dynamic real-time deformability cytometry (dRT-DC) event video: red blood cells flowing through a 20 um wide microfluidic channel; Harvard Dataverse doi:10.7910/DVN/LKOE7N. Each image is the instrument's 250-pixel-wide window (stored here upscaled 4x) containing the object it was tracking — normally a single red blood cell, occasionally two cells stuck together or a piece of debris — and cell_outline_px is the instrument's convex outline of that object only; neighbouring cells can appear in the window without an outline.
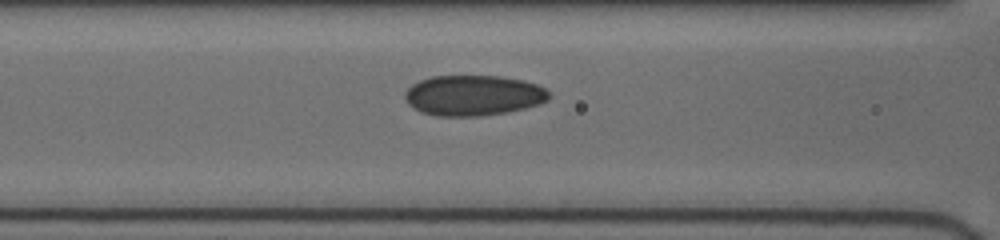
{"species": "human", "species_latin": "Homo sapiens", "temperature_condition": "cold", "stored_images_in_passage": 33, "camera_frame_rate_fps": 3000, "um_per_image_px": 0.085, "donor": {"sex": "female"}, "frame": {"image": 1, "passage_image": 7, "time_ms": 3.667, "image_size_px": [1000, 240], "cell_outline_px": [[552, 96], [548, 100], [524, 108], [508, 112], [480, 116], [440, 116], [420, 112], [408, 104], [404, 96], [404, 92], [412, 84], [420, 80], [432, 76], [500, 76], [524, 80], [536, 84], [544, 88]], "centroid_in_image_um": [40.22, 8.11], "position_along_channel_um": 126.4, "area_um2": 34.04}}
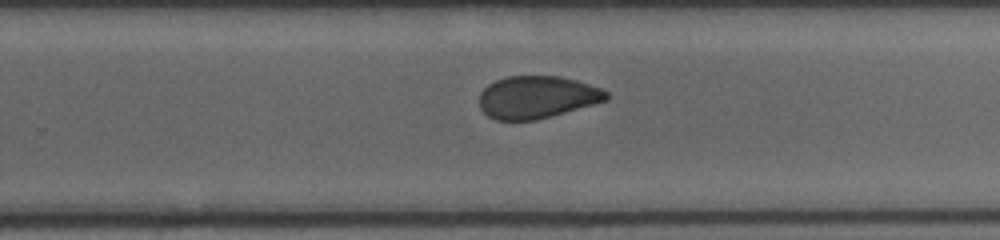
{"frame": {"image": 2, "passage_image": 21, "time_ms": 7.667, "image_size_px": [1000, 240], "cell_outline_px": [[608, 100], [536, 120], [496, 120], [488, 116], [480, 108], [480, 92], [488, 84], [496, 80], [508, 76], [560, 76], [576, 80], [600, 88], [608, 92]], "centroid_in_image_um": [45.63, 8.25], "position_along_channel_um": 284.2, "area_um2": 31.27}}
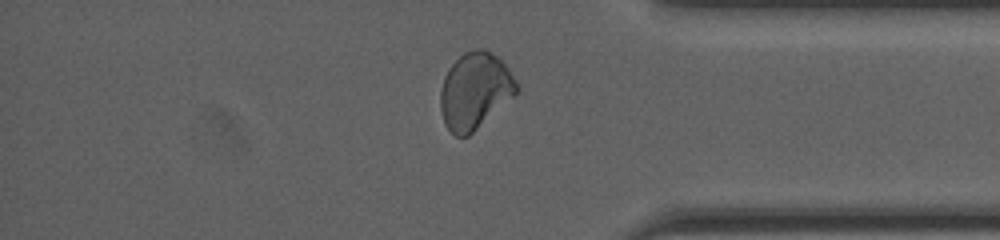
{"frame": {"image": 3, "passage_image": 31, "time_ms": 10.667, "image_size_px": [1000, 240], "cell_outline_px": [[520, 88], [512, 96], [468, 136], [456, 136], [444, 124], [440, 112], [440, 92], [444, 76], [452, 64], [464, 52], [480, 48], [484, 48], [496, 56], [508, 68], [516, 80]], "centroid_in_image_um": [40.34, 7.7], "position_along_channel_um": 394.9, "area_um2": 33.41}}